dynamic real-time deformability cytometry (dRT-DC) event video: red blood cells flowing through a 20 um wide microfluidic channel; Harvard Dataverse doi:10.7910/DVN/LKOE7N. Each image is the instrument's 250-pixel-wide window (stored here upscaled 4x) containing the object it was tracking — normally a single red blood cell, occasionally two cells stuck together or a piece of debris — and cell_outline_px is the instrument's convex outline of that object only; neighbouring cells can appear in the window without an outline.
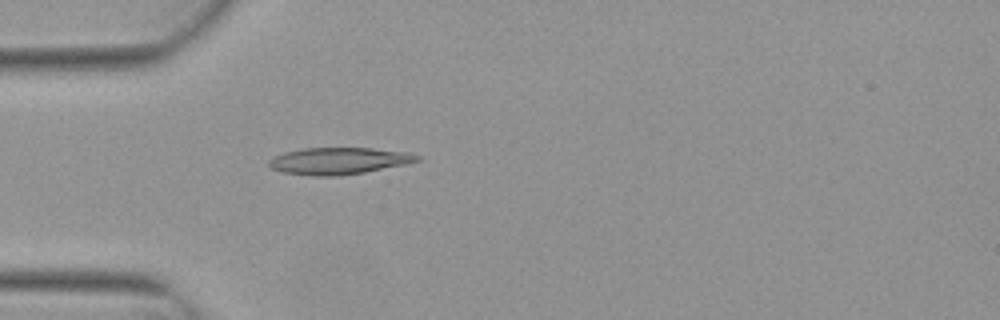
{"species": "Egyptian fruit bat (a non-hibernating species)", "species_latin": "Rousettus aegyptiacus", "temperature_condition": "warm", "stored_images_in_passage": 4, "camera_frame_rate_fps": 3000, "um_per_image_px": 0.085, "animal": {"sex": "female"}, "frame": {"image": 1, "passage_image": 4, "time_ms": 1.0, "image_size_px": [1000, 320], "cell_outline_px": [[420, 160], [404, 164], [364, 172], [336, 176], [312, 176], [284, 172], [272, 168], [268, 164], [268, 160], [272, 156], [284, 152], [304, 148], [372, 148], [408, 152], [420, 156]], "centroid_in_image_um": [28.76, 13.67], "position_along_channel_um": 56.2, "area_um2": 23.06}}